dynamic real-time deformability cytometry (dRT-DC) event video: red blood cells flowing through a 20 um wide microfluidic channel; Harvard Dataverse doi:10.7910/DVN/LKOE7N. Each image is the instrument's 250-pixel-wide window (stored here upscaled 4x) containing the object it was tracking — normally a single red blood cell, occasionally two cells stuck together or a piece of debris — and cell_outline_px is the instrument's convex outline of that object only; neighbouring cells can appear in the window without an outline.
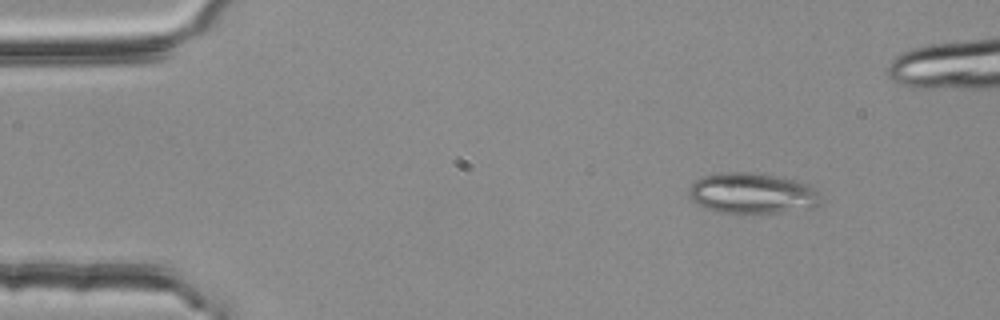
{"species": "common noctule bat (a hibernating species)", "species_latin": "Nyctalus noctula", "temperature_condition": "room temperature", "stored_images_in_passage": 53, "segment_of_instrument_passage": [1, 2], "camera_frame_rate_fps": 3000, "um_per_image_px": 0.085, "animal": {"sex": "female", "body_mass_g": 25.1}, "frame": {"image": 1, "passage_image": 5, "time_ms": 1.333, "image_size_px": [1000, 320], "cell_outline_px": [[820, 204], [816, 208], [784, 212], [744, 216], [736, 216], [716, 212], [704, 208], [692, 200], [688, 196], [688, 188], [700, 176], [736, 172], [748, 172], [772, 176], [812, 184], [816, 192]], "centroid_in_image_um": [63.9, 16.5], "position_along_channel_um": 21.1, "area_um2": 32.08}}